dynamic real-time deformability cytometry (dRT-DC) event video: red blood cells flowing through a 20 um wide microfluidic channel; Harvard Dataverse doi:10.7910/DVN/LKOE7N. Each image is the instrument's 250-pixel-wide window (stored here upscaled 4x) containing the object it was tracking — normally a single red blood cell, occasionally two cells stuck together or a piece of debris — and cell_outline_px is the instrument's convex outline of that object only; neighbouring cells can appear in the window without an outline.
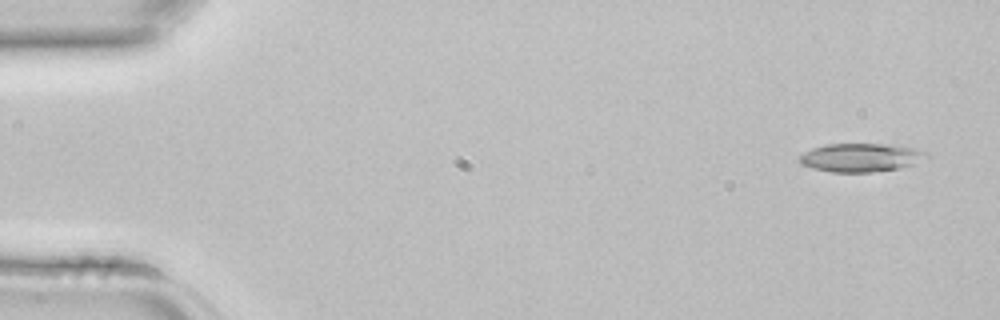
{"species": "common noctule bat (a hibernating species)", "species_latin": "Nyctalus noctula", "temperature_condition": "room temperature", "stored_images_in_passage": 4, "camera_frame_rate_fps": 3000, "um_per_image_px": 0.085, "animal": {"sex": "female", "body_mass_g": 22.7, "forearm_length_mm": 54.2}, "frame": {"image": 1, "passage_image": 1, "time_ms": 0.0, "image_size_px": [1000, 320], "cell_outline_px": [[928, 156], [912, 164], [896, 168], [872, 172], [832, 172], [812, 168], [800, 164], [800, 156], [812, 148], [824, 144], [884, 144], [916, 148], [928, 152]], "centroid_in_image_um": [73.14, 13.38], "position_along_channel_um": 11.9, "area_um2": 20.81}}
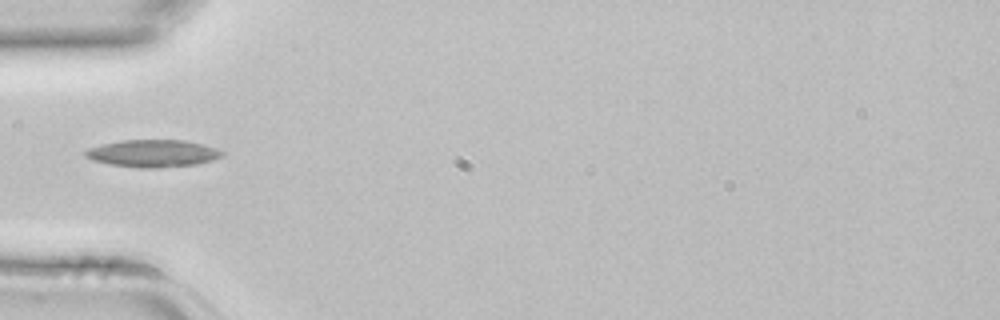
{"frame": {"image": 2, "passage_image": 4, "time_ms": 1.0, "image_size_px": [1000, 320], "cell_outline_px": [[224, 156], [212, 160], [196, 164], [160, 168], [136, 168], [112, 164], [92, 160], [84, 156], [84, 152], [88, 148], [120, 140], [184, 140], [204, 144], [216, 148], [224, 152]], "centroid_in_image_um": [13.01, 13.04], "position_along_channel_um": 72.0, "area_um2": 21.85}}